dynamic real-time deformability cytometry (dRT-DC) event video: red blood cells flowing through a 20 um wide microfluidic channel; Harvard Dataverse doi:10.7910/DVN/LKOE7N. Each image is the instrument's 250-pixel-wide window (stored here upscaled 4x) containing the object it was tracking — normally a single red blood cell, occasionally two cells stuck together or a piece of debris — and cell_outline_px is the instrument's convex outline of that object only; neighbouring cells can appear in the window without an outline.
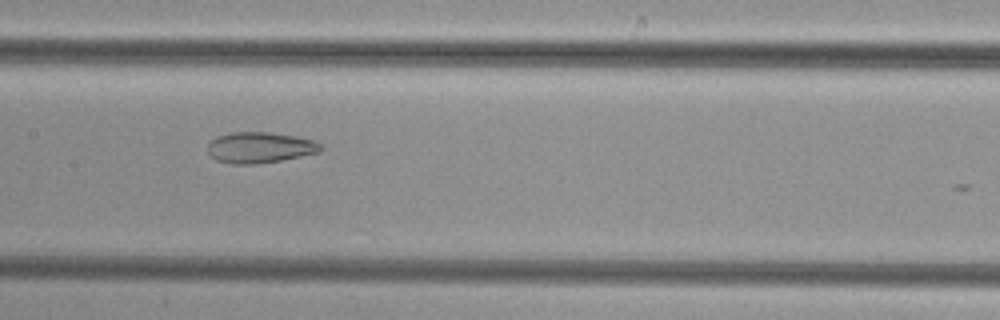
{"species": "common noctule bat (a hibernating species)", "species_latin": "Nyctalus noctula", "temperature_condition": "cold", "stored_images_in_passage": 25, "camera_frame_rate_fps": 3000, "um_per_image_px": 0.085, "animal": {"sex": "female", "body_mass_g": 29.2, "forearm_length_mm": 56.3}, "frame": {"image": 1, "passage_image": 9, "time_ms": 2.667, "image_size_px": [1000, 320], "cell_outline_px": [[324, 148], [320, 152], [280, 160], [256, 164], [232, 164], [216, 160], [208, 152], [208, 144], [216, 136], [232, 132], [268, 132], [296, 136], [316, 140]], "centroid_in_image_um": [22.1, 12.53], "position_along_channel_um": 185.3, "area_um2": 20.4}}
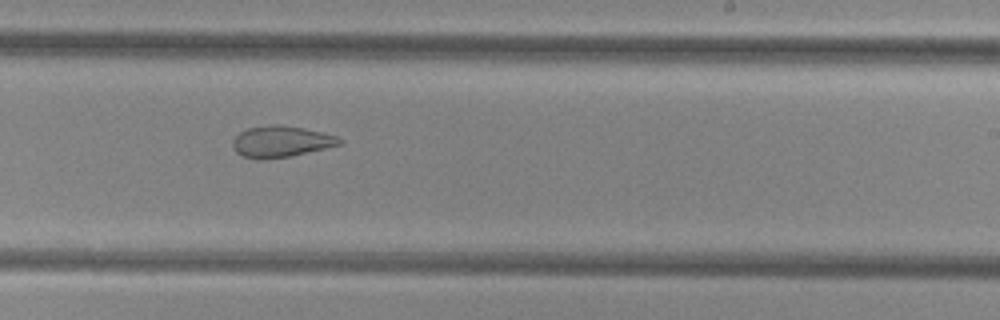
{"frame": {"image": 2, "passage_image": 15, "time_ms": 4.667, "image_size_px": [1000, 320], "cell_outline_px": [[344, 140], [340, 144], [292, 156], [264, 160], [256, 160], [244, 156], [236, 152], [232, 148], [232, 140], [240, 132], [248, 128], [272, 124], [276, 124], [304, 128], [336, 136]], "centroid_in_image_um": [23.84, 12.04], "position_along_channel_um": 265.2, "area_um2": 19.48}}
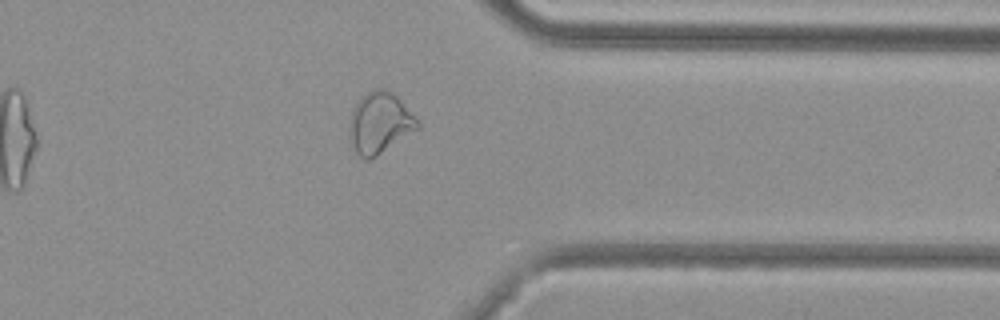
{"frame": {"image": 3, "passage_image": 24, "time_ms": 7.667, "image_size_px": [1000, 320], "cell_outline_px": [[420, 128], [376, 156], [368, 160], [360, 156], [356, 152], [348, 132], [348, 128], [352, 112], [360, 96], [372, 88], [384, 88], [392, 92], [420, 120]], "centroid_in_image_um": [32.29, 10.42], "position_along_channel_um": 379.1, "area_um2": 24.33}}